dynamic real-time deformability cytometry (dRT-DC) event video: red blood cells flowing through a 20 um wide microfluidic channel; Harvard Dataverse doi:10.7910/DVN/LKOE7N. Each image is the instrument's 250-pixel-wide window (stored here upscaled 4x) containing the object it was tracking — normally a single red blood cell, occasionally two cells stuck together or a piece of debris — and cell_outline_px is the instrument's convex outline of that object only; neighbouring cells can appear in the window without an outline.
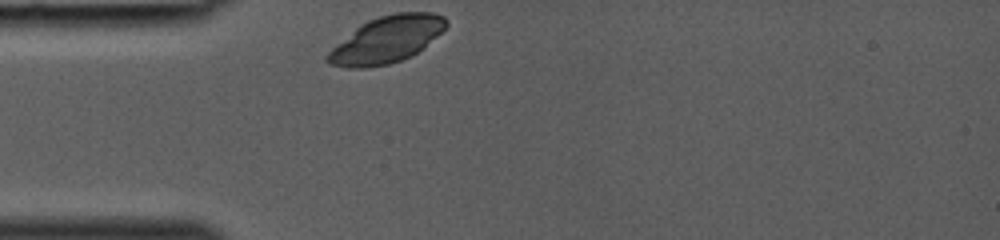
{"species": "common noctule bat (a hibernating species)", "species_latin": "Nyctalus noctula", "temperature_condition": "room temperature", "stored_images_in_passage": 24, "camera_frame_rate_fps": 3000, "um_per_image_px": 0.085, "animal": {"sex": "female", "body_mass_g": 19.0, "forearm_length_mm": 53.3}, "frame": {"image": 1, "passage_image": 1, "time_ms": 0.0, "image_size_px": [1000, 240], "cell_outline_px": [[448, 24], [436, 36], [412, 56], [388, 64], [364, 68], [348, 68], [328, 64], [324, 60], [324, 56], [332, 48], [360, 24], [368, 20], [380, 16], [396, 12], [432, 12], [444, 16], [448, 20]], "centroid_in_image_um": [32.83, 3.37], "position_along_channel_um": 52.2, "area_um2": 32.02}}